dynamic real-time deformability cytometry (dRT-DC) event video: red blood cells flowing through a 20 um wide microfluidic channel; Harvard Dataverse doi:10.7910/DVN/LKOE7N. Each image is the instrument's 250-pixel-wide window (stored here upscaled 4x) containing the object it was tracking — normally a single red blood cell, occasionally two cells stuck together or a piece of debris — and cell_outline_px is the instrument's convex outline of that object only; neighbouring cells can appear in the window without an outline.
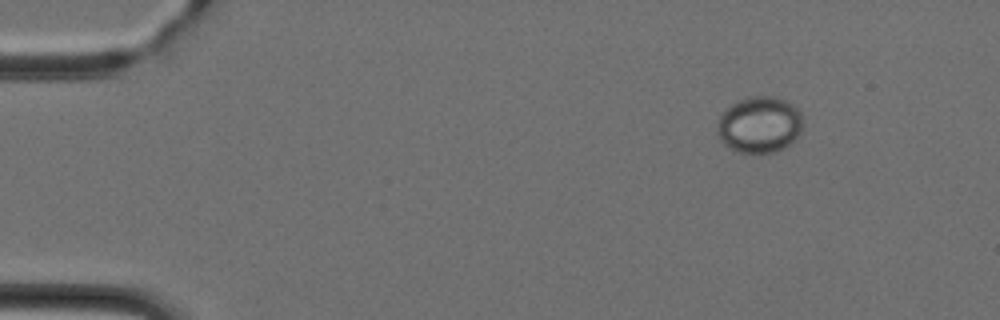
{"species": "Egyptian fruit bat (a non-hibernating species)", "species_latin": "Rousettus aegyptiacus", "temperature_condition": "cold", "stored_images_in_passage": 49, "camera_frame_rate_fps": 3000, "um_per_image_px": 0.085, "animal": {"sex": "female"}, "frame": {"image": 1, "passage_image": 7, "time_ms": 2.0, "image_size_px": [1000, 320], "cell_outline_px": [[804, 124], [800, 132], [784, 148], [776, 152], [760, 156], [736, 152], [724, 144], [720, 140], [716, 132], [716, 124], [720, 116], [736, 100], [748, 96], [772, 96], [784, 100], [792, 104], [804, 116]], "centroid_in_image_um": [64.54, 10.63], "position_along_channel_um": 20.5, "area_um2": 28.9}}
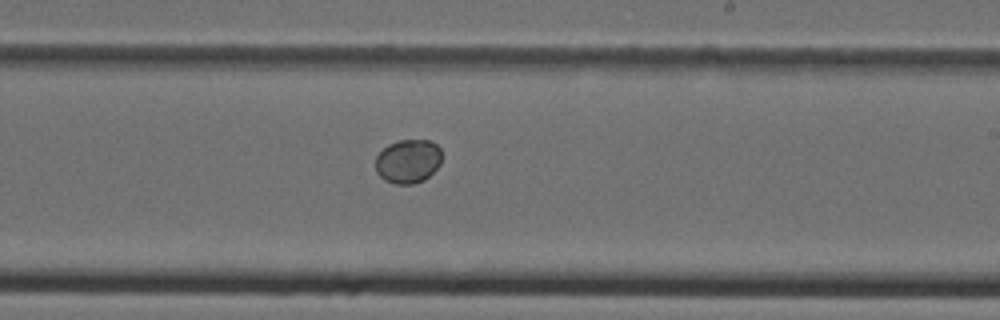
{"frame": {"image": 2, "passage_image": 30, "time_ms": 9.667, "image_size_px": [1000, 320], "cell_outline_px": [[440, 164], [424, 180], [412, 184], [396, 184], [384, 180], [376, 172], [376, 156], [388, 144], [400, 140], [428, 140], [436, 144], [440, 148]], "centroid_in_image_um": [34.67, 13.71], "position_along_channel_um": 254.3, "area_um2": 16.82}}
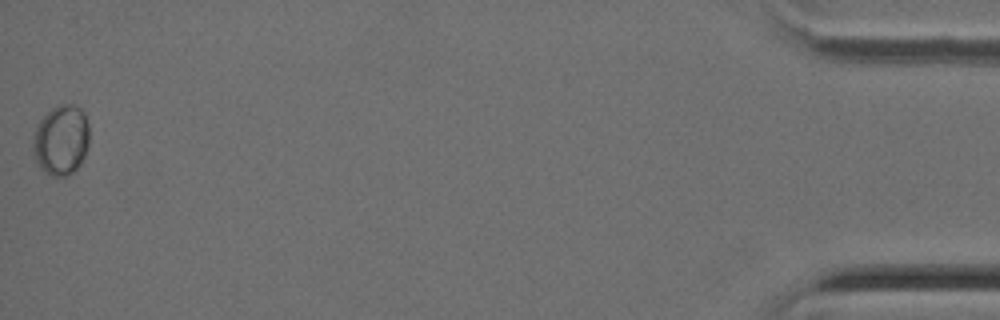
{"frame": {"image": 3, "passage_image": 49, "time_ms": 16.0, "image_size_px": [1000, 320], "cell_outline_px": [[88, 148], [80, 164], [68, 176], [52, 176], [40, 168], [32, 152], [32, 144], [36, 128], [40, 120], [56, 104], [76, 104], [84, 112], [88, 124]], "centroid_in_image_um": [5.2, 11.89], "position_along_channel_um": 430.0, "area_um2": 23.12}}